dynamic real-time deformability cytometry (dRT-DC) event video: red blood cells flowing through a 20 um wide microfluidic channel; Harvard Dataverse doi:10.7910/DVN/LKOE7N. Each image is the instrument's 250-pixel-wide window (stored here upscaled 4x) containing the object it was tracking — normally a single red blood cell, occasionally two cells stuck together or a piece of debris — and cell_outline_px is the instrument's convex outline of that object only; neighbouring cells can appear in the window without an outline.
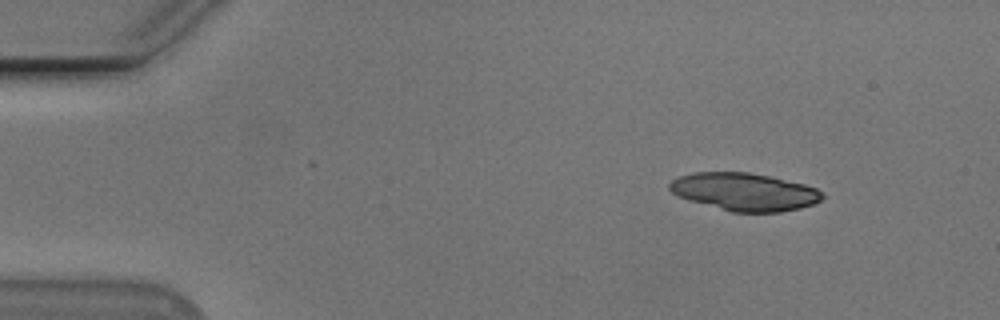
{"species": "Egyptian fruit bat (a non-hibernating species)", "species_latin": "Rousettus aegyptiacus", "temperature_condition": "cold", "stored_images_in_passage": 48, "camera_frame_rate_fps": 3000, "um_per_image_px": 0.085, "animal": {"sex": "male"}, "frame": {"image": 1, "passage_image": 1, "time_ms": 0.0, "image_size_px": [1000, 320], "cell_outline_px": [[824, 196], [820, 200], [812, 204], [800, 208], [780, 212], [732, 212], [688, 200], [676, 196], [668, 188], [668, 184], [672, 180], [680, 176], [692, 172], [748, 172], [768, 176], [804, 184], [816, 188], [824, 192]], "centroid_in_image_um": [63.25, 16.3], "position_along_channel_um": 21.7, "area_um2": 33.58}}
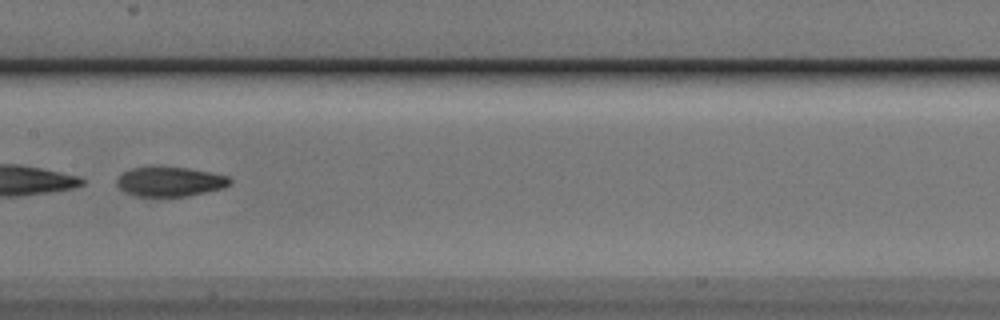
{"frame": {"image": 2, "passage_image": 22, "time_ms": 7.0, "image_size_px": [1000, 320], "cell_outline_px": [[232, 180], [224, 188], [188, 196], [136, 196], [124, 192], [116, 184], [116, 180], [124, 172], [132, 168], [152, 164], [188, 168], [212, 172], [228, 176]], "centroid_in_image_um": [14.42, 15.4], "position_along_channel_um": 193.0, "area_um2": 20.0}, "authors_computed_cell_mechanics": {"area_um2": 27.7151, "velocity_mm_per_s": 3.7743, "shape_relaxation_time_tau1_ms": 4.9472, "shape_relaxation_time_tau2_ms": 4.4329, "deformation_change_tau1": 0.157, "deformation_change_tau2": 0.1}}